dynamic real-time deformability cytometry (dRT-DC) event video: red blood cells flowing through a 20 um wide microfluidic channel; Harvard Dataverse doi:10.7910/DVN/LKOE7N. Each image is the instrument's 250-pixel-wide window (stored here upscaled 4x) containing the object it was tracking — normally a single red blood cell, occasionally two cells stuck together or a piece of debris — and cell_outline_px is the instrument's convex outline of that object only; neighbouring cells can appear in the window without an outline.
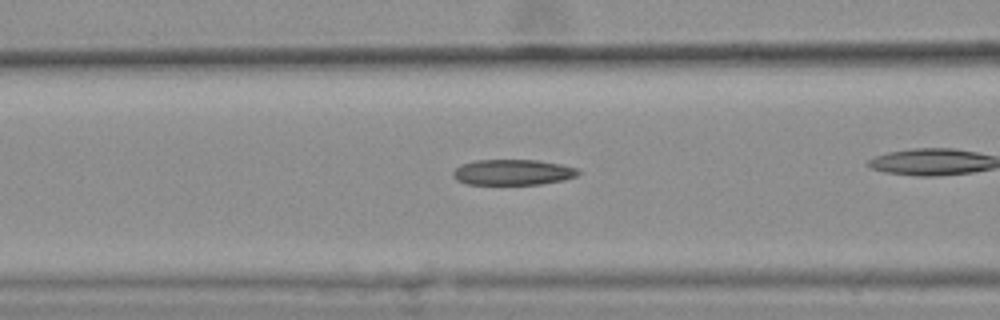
{"species": "common noctule bat (a hibernating species)", "species_latin": "Nyctalus noctula", "temperature_condition": "warm", "stored_images_in_passage": 40, "camera_frame_rate_fps": 3000, "um_per_image_px": 0.085, "animal": {"sex": "female", "body_mass_g": 25.1}, "frame": {"image": 1, "passage_image": 18, "time_ms": 5.667, "image_size_px": [1000, 320], "cell_outline_px": [[580, 172], [576, 176], [564, 180], [544, 184], [464, 184], [456, 180], [452, 176], [452, 172], [460, 164], [476, 160], [536, 160], [560, 164], [576, 168]], "centroid_in_image_um": [43.55, 14.64], "position_along_channel_um": 123.0, "area_um2": 18.79}}